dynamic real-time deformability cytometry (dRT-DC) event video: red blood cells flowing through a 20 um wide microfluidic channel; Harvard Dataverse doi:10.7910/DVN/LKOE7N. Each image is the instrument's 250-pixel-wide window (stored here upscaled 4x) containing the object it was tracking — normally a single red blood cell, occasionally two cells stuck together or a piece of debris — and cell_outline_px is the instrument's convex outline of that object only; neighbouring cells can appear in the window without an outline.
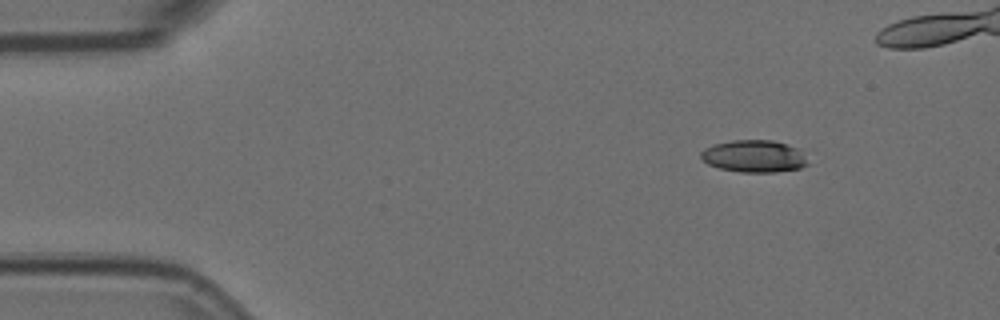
{"species": "Egyptian fruit bat (a non-hibernating species)", "species_latin": "Rousettus aegyptiacus", "temperature_condition": "room temperature", "stored_images_in_passage": 7, "camera_frame_rate_fps": 3000, "um_per_image_px": 0.085, "animal": {"sex": "female"}, "frame": {"image": 1, "passage_image": 1, "time_ms": 0.0, "image_size_px": [1000, 320], "cell_outline_px": [[808, 164], [800, 168], [776, 172], [740, 172], [720, 168], [708, 164], [700, 156], [700, 152], [704, 148], [712, 144], [732, 140], [772, 140], [800, 148]], "centroid_in_image_um": [64.08, 13.27], "position_along_channel_um": 20.9, "area_um2": 20.11}}
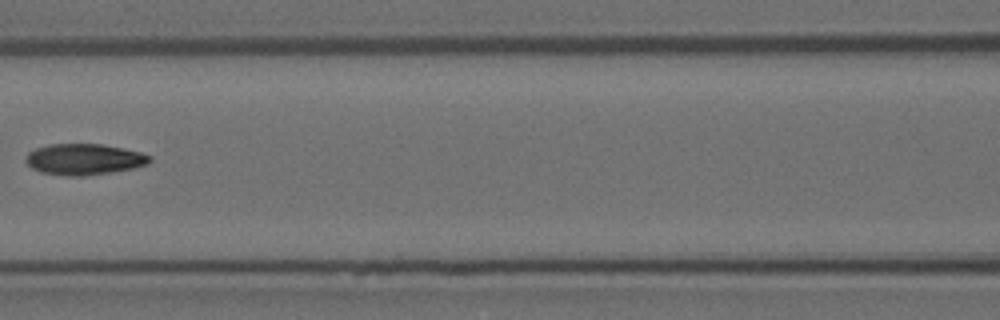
{"frame": {"image": 2, "passage_image": 6, "time_ms": 1.667, "image_size_px": [1000, 320], "cell_outline_px": [[152, 160], [148, 164], [136, 168], [112, 172], [80, 176], [64, 176], [40, 172], [32, 168], [24, 160], [28, 152], [36, 148], [52, 144], [100, 144], [140, 152], [152, 156]], "centroid_in_image_um": [7.15, 13.55], "position_along_channel_um": 159.4, "area_um2": 22.48}}
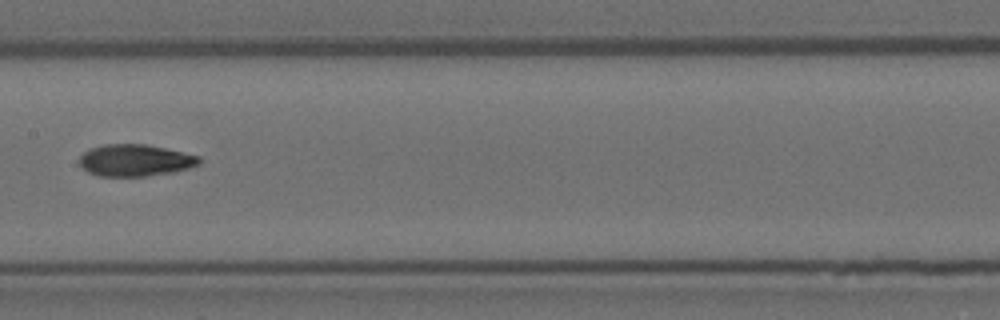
{"frame": {"image": 3, "passage_image": 7, "time_ms": 2.0, "image_size_px": [1000, 320], "cell_outline_px": [[200, 164], [188, 168], [172, 172], [144, 176], [100, 176], [88, 172], [80, 164], [80, 156], [88, 148], [104, 144], [144, 144], [164, 148], [200, 156]], "centroid_in_image_um": [11.47, 13.62], "position_along_channel_um": 195.9, "area_um2": 22.08}}